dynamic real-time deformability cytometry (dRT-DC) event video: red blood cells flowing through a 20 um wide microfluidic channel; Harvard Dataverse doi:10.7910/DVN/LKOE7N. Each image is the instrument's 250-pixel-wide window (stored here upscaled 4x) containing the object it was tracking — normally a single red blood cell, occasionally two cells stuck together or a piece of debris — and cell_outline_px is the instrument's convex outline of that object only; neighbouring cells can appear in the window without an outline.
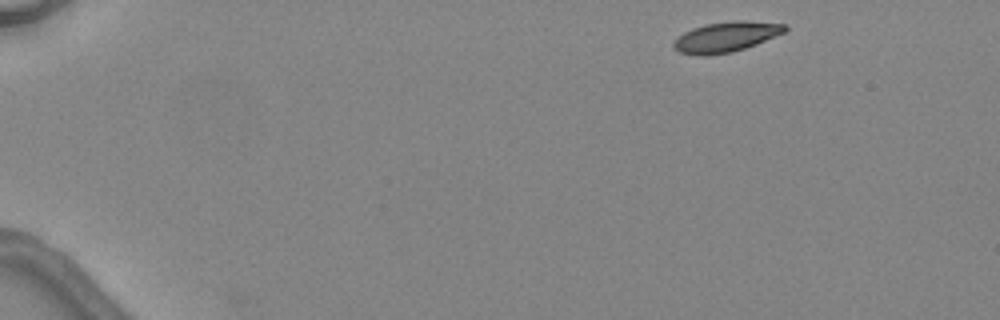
{"species": "common noctule bat (a hibernating species)", "species_latin": "Nyctalus noctula", "temperature_condition": "warm", "stored_images_in_passage": 4, "camera_frame_rate_fps": 3000, "um_per_image_px": 0.085, "animal": {"sex": "female", "body_mass_g": 24.6, "forearm_length_mm": 56.2}, "frame": {"image": 1, "passage_image": 1, "time_ms": 0.0, "image_size_px": [1000, 320], "cell_outline_px": [[788, 28], [784, 32], [756, 44], [732, 52], [704, 56], [680, 52], [672, 44], [684, 32], [692, 28], [708, 24], [736, 20], [744, 20], [784, 24]], "centroid_in_image_um": [61.73, 3.13], "position_along_channel_um": 23.3, "area_um2": 19.19}}